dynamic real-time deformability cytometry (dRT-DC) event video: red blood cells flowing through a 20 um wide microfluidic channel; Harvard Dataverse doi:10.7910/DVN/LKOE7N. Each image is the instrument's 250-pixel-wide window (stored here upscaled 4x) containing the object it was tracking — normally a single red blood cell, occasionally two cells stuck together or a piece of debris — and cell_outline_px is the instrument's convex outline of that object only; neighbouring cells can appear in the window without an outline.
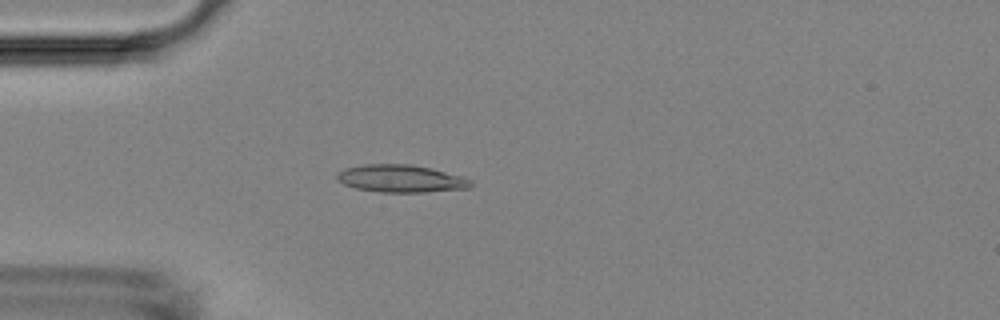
{"species": "Egyptian fruit bat (a non-hibernating species)", "species_latin": "Rousettus aegyptiacus", "temperature_condition": "room temperature", "stored_images_in_passage": 45, "camera_frame_rate_fps": 3000, "um_per_image_px": 0.085, "animal": {"sex": "female"}, "frame": {"image": 1, "passage_image": 6, "time_ms": 1.667, "image_size_px": [1000, 320], "cell_outline_px": [[472, 184], [468, 188], [424, 192], [380, 192], [356, 188], [344, 184], [336, 180], [336, 172], [344, 168], [364, 164], [412, 164], [432, 168], [460, 176], [472, 180]], "centroid_in_image_um": [34.03, 15.17], "position_along_channel_um": 51.0, "area_um2": 21.5}}
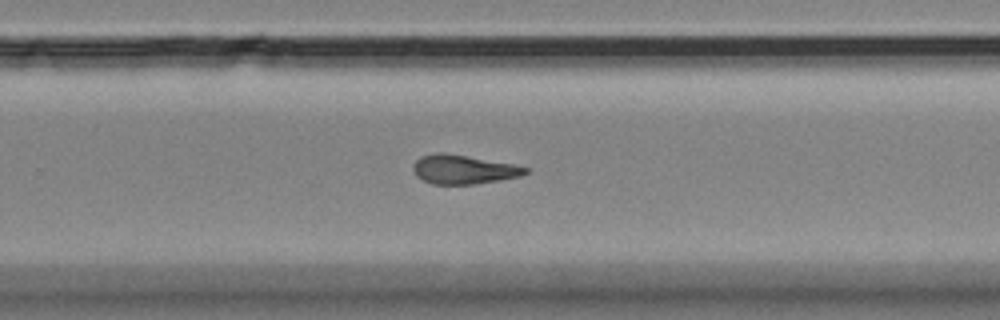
{"frame": {"image": 2, "passage_image": 26, "time_ms": 8.333, "image_size_px": [1000, 320], "cell_outline_px": [[528, 172], [520, 176], [500, 180], [476, 184], [432, 184], [416, 176], [412, 168], [412, 164], [420, 156], [436, 152], [444, 152], [512, 164], [528, 168]], "centroid_in_image_um": [39.34, 14.4], "position_along_channel_um": 290.5, "area_um2": 18.96}}
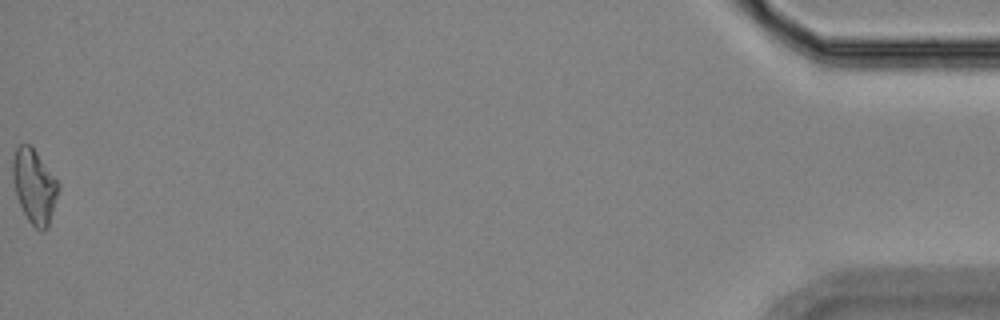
{"frame": {"image": 3, "passage_image": 45, "time_ms": 14.667, "image_size_px": [1000, 320], "cell_outline_px": [[60, 188], [48, 228], [36, 228], [28, 220], [16, 196], [12, 176], [12, 156], [16, 148], [20, 144], [28, 144], [36, 152], [60, 184]], "centroid_in_image_um": [2.91, 15.81], "position_along_channel_um": 432.3, "area_um2": 19.54}, "authors_computed_cell_mechanics": {"area_um2": 19.4208, "velocity_mm_per_s": 3.7311, "shape_relaxation_time_tau1_ms": 7.7726, "shape_relaxation_time_tau2_ms": 2.1519, "deformation_change_tau1": 0.2044, "deformation_change_tau2": 0.1065}}